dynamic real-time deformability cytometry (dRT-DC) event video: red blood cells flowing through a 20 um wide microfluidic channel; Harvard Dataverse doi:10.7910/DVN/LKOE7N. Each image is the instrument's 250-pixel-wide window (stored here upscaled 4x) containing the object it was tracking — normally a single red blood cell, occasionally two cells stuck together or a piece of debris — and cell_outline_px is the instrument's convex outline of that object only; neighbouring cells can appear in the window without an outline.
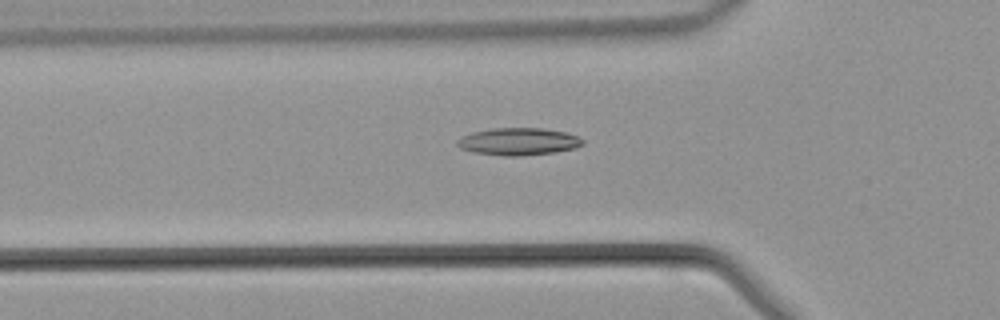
{"species": "common noctule bat (a hibernating species)", "species_latin": "Nyctalus noctula", "temperature_condition": "warm", "stored_images_in_passage": 27, "camera_frame_rate_fps": 3000, "um_per_image_px": 0.085, "animal": {"sex": "male", "body_mass_g": 21.5, "forearm_length_mm": 52.0}, "frame": {"image": 1, "passage_image": 3, "time_ms": 0.667, "image_size_px": [1000, 320], "cell_outline_px": [[584, 144], [576, 148], [556, 152], [520, 156], [504, 156], [472, 152], [460, 148], [456, 144], [456, 140], [472, 132], [492, 128], [544, 128], [564, 132], [576, 136], [584, 140]], "centroid_in_image_um": [44.07, 12.04], "position_along_channel_um": 81.7, "area_um2": 20.06}}
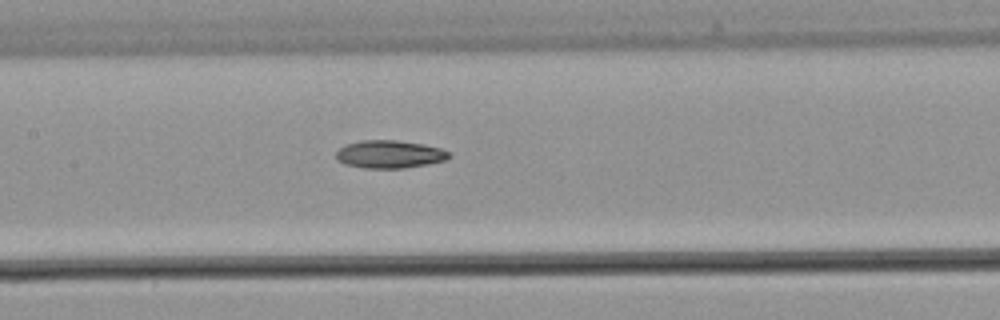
{"frame": {"image": 2, "passage_image": 9, "time_ms": 2.667, "image_size_px": [1000, 320], "cell_outline_px": [[452, 156], [444, 160], [404, 168], [364, 168], [344, 164], [336, 156], [336, 152], [340, 148], [348, 144], [360, 140], [396, 140], [424, 144], [440, 148], [452, 152]], "centroid_in_image_um": [33.14, 13.1], "position_along_channel_um": 174.3, "area_um2": 18.21}}
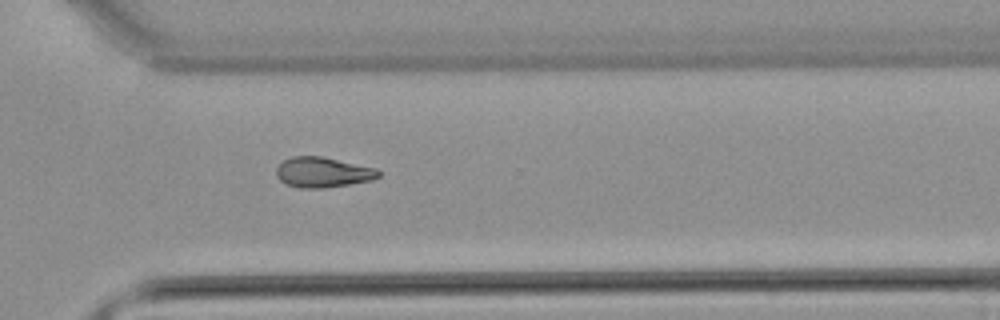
{"frame": {"image": 3, "passage_image": 20, "time_ms": 6.333, "image_size_px": [1000, 320], "cell_outline_px": [[380, 176], [372, 180], [324, 188], [300, 188], [284, 184], [276, 176], [276, 168], [284, 160], [292, 156], [324, 156], [376, 168], [380, 172]], "centroid_in_image_um": [27.42, 14.64], "position_along_channel_um": 343.2, "area_um2": 18.15}}